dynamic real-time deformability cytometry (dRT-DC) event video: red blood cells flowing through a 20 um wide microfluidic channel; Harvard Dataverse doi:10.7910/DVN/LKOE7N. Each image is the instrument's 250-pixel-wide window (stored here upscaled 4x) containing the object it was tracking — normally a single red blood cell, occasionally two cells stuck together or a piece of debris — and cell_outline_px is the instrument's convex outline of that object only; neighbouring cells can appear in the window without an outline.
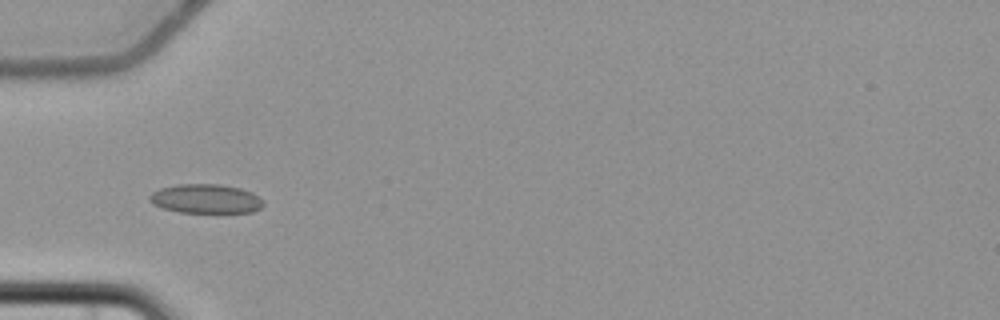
{"species": "common noctule bat (a hibernating species)", "species_latin": "Nyctalus noctula", "temperature_condition": "cold", "stored_images_in_passage": 5, "camera_frame_rate_fps": 3000, "um_per_image_px": 0.085, "animal": {"sex": "female", "body_mass_g": 22.7, "forearm_length_mm": 54.2}, "frame": {"image": 1, "passage_image": 4, "time_ms": 5.333, "image_size_px": [1000, 320], "cell_outline_px": [[264, 204], [260, 208], [252, 212], [180, 212], [164, 208], [152, 204], [148, 200], [148, 196], [152, 192], [160, 188], [176, 184], [220, 184], [240, 188], [252, 192]], "centroid_in_image_um": [17.44, 16.88], "position_along_channel_um": 67.6, "area_um2": 19.25}}